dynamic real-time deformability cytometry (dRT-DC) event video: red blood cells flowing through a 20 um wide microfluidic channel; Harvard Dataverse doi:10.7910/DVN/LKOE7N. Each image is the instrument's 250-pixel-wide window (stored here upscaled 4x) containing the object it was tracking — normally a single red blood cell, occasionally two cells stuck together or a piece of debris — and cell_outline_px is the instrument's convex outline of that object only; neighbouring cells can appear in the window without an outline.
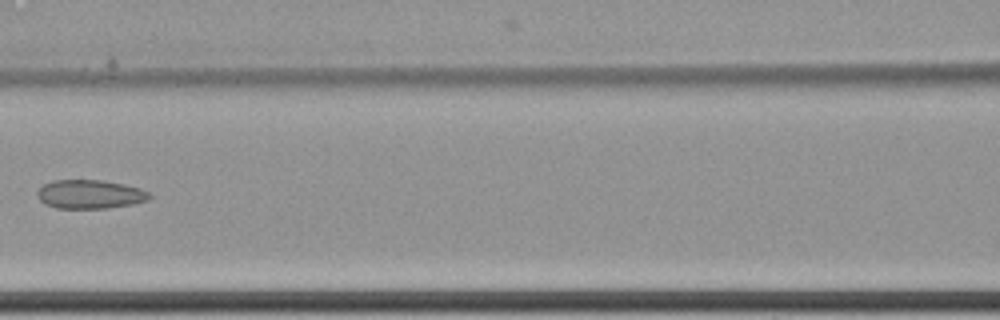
{"species": "common noctule bat (a hibernating species)", "species_latin": "Nyctalus noctula", "temperature_condition": "cold", "stored_images_in_passage": 8, "camera_frame_rate_fps": 3000, "um_per_image_px": 0.085, "animal": {"sex": "female", "body_mass_g": 22.7, "forearm_length_mm": 54.2}, "frame": {"image": 1, "passage_image": 8, "time_ms": 2.333, "image_size_px": [1000, 320], "cell_outline_px": [[152, 196], [148, 200], [132, 204], [108, 208], [56, 208], [44, 204], [36, 196], [36, 192], [44, 184], [52, 180], [104, 180], [124, 184], [140, 188], [148, 192]], "centroid_in_image_um": [7.63, 16.51], "position_along_channel_um": 159.0, "area_um2": 18.96}}